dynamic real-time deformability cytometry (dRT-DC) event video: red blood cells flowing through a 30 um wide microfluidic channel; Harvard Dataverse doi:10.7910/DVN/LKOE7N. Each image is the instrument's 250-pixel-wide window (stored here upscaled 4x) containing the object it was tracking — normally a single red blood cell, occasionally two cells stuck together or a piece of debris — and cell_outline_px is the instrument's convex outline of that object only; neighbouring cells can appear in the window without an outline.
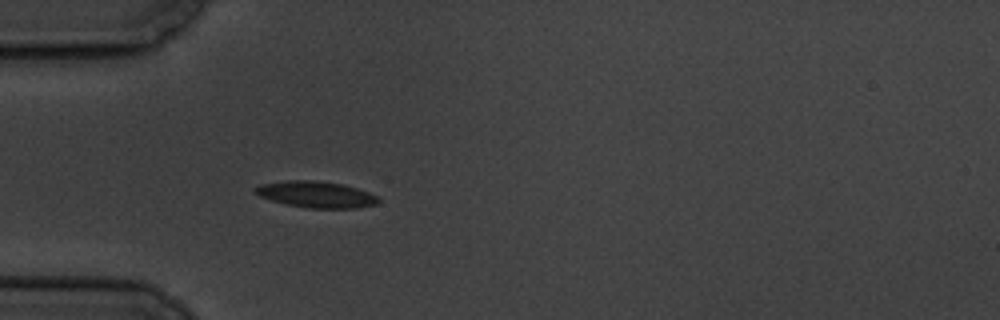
{"species": "common noctule bat (a hibernating species)", "species_latin": "Nyctalus noctula", "temperature_condition": "cold", "stored_images_in_passage": 4, "camera_frame_rate_fps": 3000, "um_per_image_px": 0.085, "animal": {"sex": "male", "body_mass_g": 19.5, "forearm_length_mm": 54.6}, "frame": {"image": 1, "passage_image": 4, "time_ms": 4.333, "image_size_px": [1000, 320], "cell_outline_px": [[380, 200], [376, 204], [356, 208], [308, 208], [288, 204], [272, 200], [260, 196], [252, 192], [252, 188], [260, 184], [288, 180], [316, 180], [340, 184], [356, 188], [368, 192], [376, 196]], "centroid_in_image_um": [26.82, 16.52], "position_along_channel_um": 58.2, "area_um2": 18.79}}